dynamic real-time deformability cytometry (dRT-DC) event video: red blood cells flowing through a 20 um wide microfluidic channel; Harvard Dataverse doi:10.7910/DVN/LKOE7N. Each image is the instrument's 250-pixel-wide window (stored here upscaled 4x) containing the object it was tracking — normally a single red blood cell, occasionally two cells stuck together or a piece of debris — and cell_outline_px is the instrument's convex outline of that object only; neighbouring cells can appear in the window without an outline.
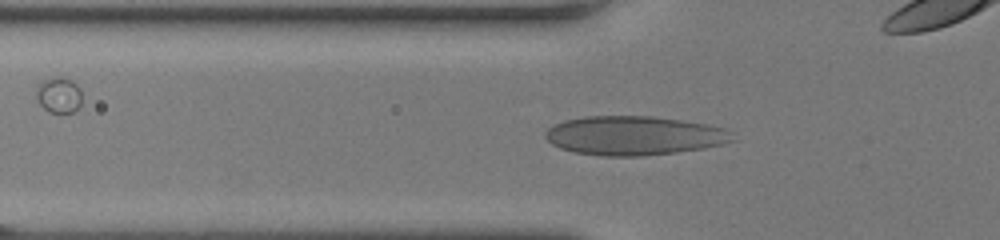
{"species": "human", "species_latin": "Homo sapiens", "temperature_condition": "room temperature", "stored_images_in_passage": 24, "camera_frame_rate_fps": 3000, "um_per_image_px": 0.085, "donor": {"sex": "female"}, "frame": {"image": 1, "passage_image": 12, "time_ms": 3.667, "image_size_px": [1000, 240], "cell_outline_px": [[736, 140], [724, 144], [704, 148], [676, 152], [640, 156], [600, 156], [576, 152], [560, 148], [552, 144], [544, 136], [544, 132], [552, 124], [564, 120], [584, 116], [652, 116], [680, 120], [704, 124], [724, 128]], "centroid_in_image_um": [53.84, 11.52], "position_along_channel_um": 72.0, "area_um2": 42.6}}
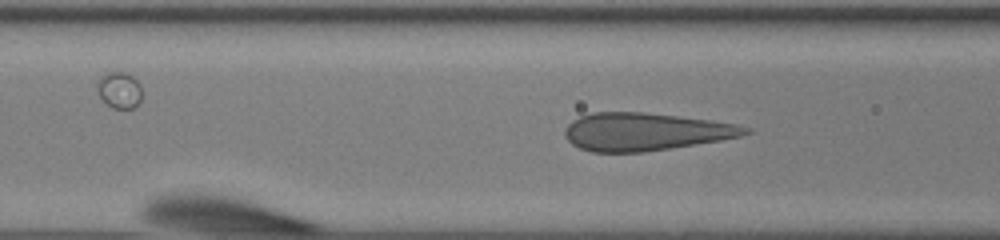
{"frame": {"image": 2, "passage_image": 16, "time_ms": 5.0, "image_size_px": [1000, 240], "cell_outline_px": [[752, 132], [740, 136], [720, 140], [672, 148], [644, 152], [592, 152], [580, 148], [572, 144], [564, 136], [564, 132], [568, 124], [572, 120], [580, 116], [592, 112], [644, 112], [708, 120], [736, 124], [752, 128]], "centroid_in_image_um": [54.83, 11.2], "position_along_channel_um": 111.8, "area_um2": 39.59}}
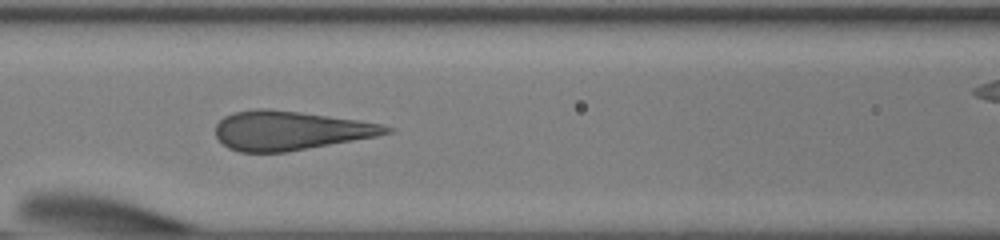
{"frame": {"image": 3, "passage_image": 19, "time_ms": 6.0, "image_size_px": [1000, 240], "cell_outline_px": [[396, 128], [392, 132], [376, 136], [284, 152], [240, 152], [228, 148], [216, 136], [216, 124], [224, 116], [232, 112], [260, 108], [264, 108], [360, 120], [380, 124]], "centroid_in_image_um": [24.64, 11.09], "position_along_channel_um": 142.0, "area_um2": 38.44}}